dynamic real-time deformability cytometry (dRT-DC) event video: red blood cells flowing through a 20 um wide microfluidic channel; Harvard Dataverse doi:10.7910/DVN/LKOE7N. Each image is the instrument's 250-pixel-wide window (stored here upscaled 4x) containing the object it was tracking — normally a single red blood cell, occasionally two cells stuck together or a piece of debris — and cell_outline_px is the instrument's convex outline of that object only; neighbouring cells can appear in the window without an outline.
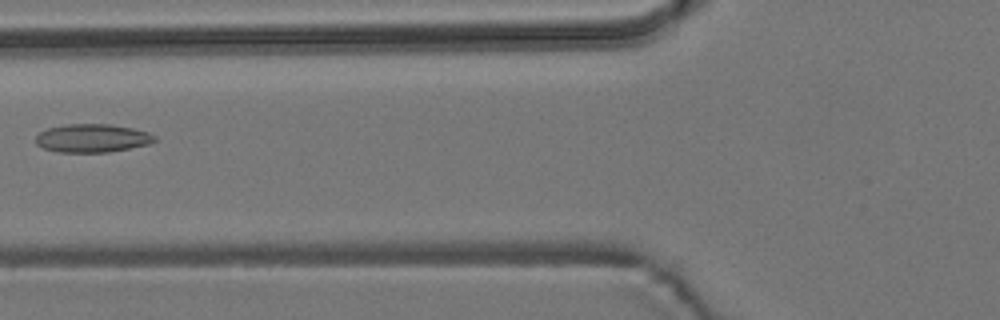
{"species": "common noctule bat (a hibernating species)", "species_latin": "Nyctalus noctula", "temperature_condition": "room temperature", "stored_images_in_passage": 5, "camera_frame_rate_fps": 3000, "um_per_image_px": 0.085, "animal": {"sex": "male", "body_mass_g": 19.2, "forearm_length_mm": 51.8}, "frame": {"image": 1, "passage_image": 5, "time_ms": 6.333, "image_size_px": [1000, 320], "cell_outline_px": [[156, 140], [148, 144], [108, 152], [60, 152], [44, 148], [36, 144], [36, 136], [40, 132], [48, 128], [64, 124], [112, 124], [132, 128], [148, 132], [156, 136]], "centroid_in_image_um": [7.84, 11.73], "position_along_channel_um": 118.0, "area_um2": 19.54}}